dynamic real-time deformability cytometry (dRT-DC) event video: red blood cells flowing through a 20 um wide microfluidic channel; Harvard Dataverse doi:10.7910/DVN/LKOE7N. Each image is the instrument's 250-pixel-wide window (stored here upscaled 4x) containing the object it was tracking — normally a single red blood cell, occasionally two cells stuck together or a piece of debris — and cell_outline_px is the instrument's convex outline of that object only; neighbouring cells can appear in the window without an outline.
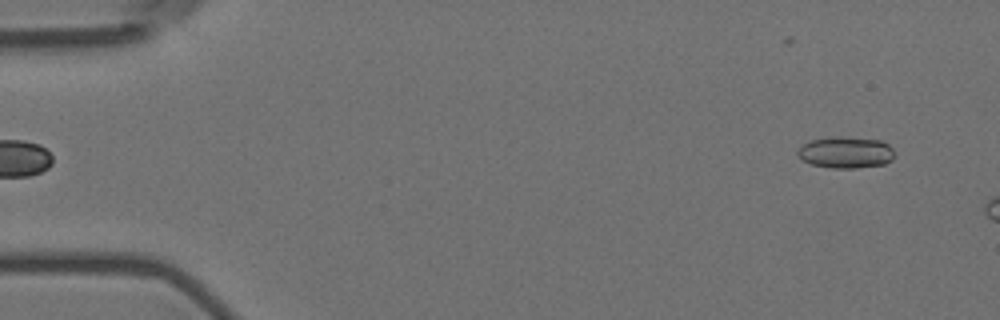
{"species": "Egyptian fruit bat (a non-hibernating species)", "species_latin": "Rousettus aegyptiacus", "temperature_condition": "room temperature", "stored_images_in_passage": 3, "camera_frame_rate_fps": 3000, "um_per_image_px": 0.085, "animal": {"sex": "female"}, "frame": {"image": 1, "passage_image": 1, "time_ms": 0.0, "image_size_px": [1000, 320], "cell_outline_px": [[896, 156], [892, 160], [884, 164], [856, 168], [832, 168], [812, 164], [804, 160], [796, 152], [804, 144], [812, 140], [840, 136], [880, 140], [888, 144], [896, 152]], "centroid_in_image_um": [71.96, 12.96], "position_along_channel_um": 13.0, "area_um2": 17.69}}